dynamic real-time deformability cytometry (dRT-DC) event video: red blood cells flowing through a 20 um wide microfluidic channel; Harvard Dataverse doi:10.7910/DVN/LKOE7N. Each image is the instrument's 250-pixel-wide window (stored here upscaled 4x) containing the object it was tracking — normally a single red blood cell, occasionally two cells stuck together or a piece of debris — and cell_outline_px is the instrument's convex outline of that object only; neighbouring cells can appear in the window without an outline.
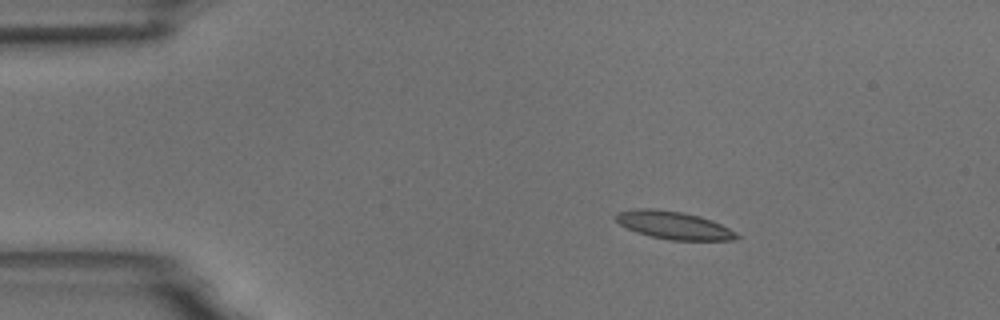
{"species": "common noctule bat (a hibernating species)", "species_latin": "Nyctalus noctula", "temperature_condition": "room temperature", "stored_images_in_passage": 5, "camera_frame_rate_fps": 3000, "um_per_image_px": 0.085, "animal": {"sex": "male", "body_mass_g": 18.8}, "frame": {"image": 1, "passage_image": 3, "time_ms": 3.0, "image_size_px": [1000, 320], "cell_outline_px": [[740, 236], [736, 240], [672, 240], [652, 236], [636, 232], [620, 224], [616, 220], [616, 212], [636, 208], [652, 208], [684, 212], [700, 216], [712, 220], [736, 232]], "centroid_in_image_um": [57.28, 19.13], "position_along_channel_um": 27.7, "area_um2": 19.54}}